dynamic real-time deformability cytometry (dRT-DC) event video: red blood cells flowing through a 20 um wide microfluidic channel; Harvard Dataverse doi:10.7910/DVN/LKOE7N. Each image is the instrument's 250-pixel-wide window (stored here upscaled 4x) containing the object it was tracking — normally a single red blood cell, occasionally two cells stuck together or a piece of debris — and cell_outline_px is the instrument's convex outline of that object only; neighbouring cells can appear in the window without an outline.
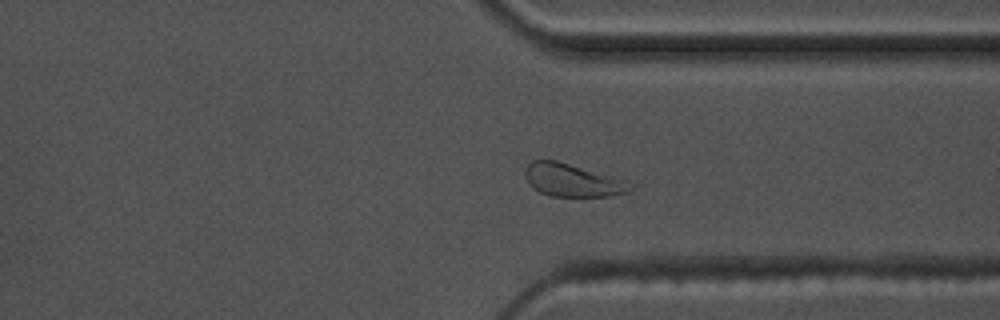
{"species": "common noctule bat (a hibernating species)", "species_latin": "Nyctalus noctula", "temperature_condition": "warm", "stored_images_in_passage": 59, "segment_of_instrument_passage": [1, 2], "camera_frame_rate_fps": 3000, "um_per_image_px": 0.085, "animal": {"sex": "male", "body_mass_g": 17.5, "forearm_length_mm": 52.3}, "frame": {"image": 1, "passage_image": 44, "time_ms": 14.333, "image_size_px": [1000, 320], "cell_outline_px": [[636, 188], [628, 192], [612, 196], [552, 196], [540, 192], [532, 188], [524, 172], [528, 164], [532, 160], [556, 160], [624, 180], [636, 184]], "centroid_in_image_um": [48.69, 15.33], "position_along_channel_um": 362.7, "area_um2": 20.0}}
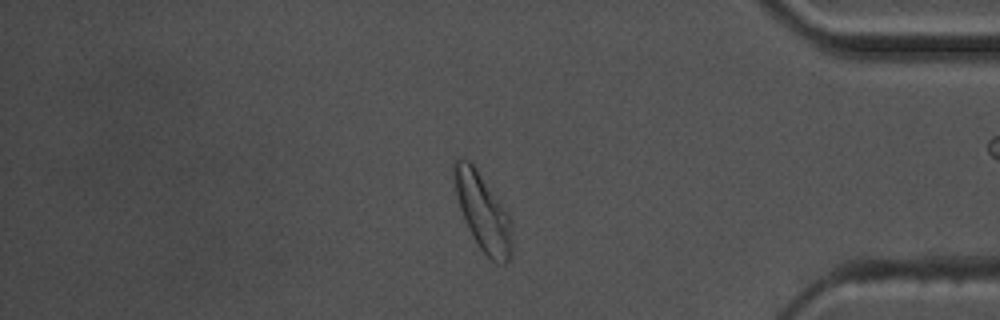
{"frame": {"image": 2, "passage_image": 49, "time_ms": 16.0, "image_size_px": [1000, 320], "cell_outline_px": [[512, 252], [508, 260], [504, 264], [496, 264], [480, 248], [472, 236], [468, 228], [460, 208], [456, 192], [452, 172], [452, 164], [456, 160], [464, 156], [476, 168], [508, 212], [512, 220]], "centroid_in_image_um": [41.06, 18.02], "position_along_channel_um": 394.1, "area_um2": 26.13}}
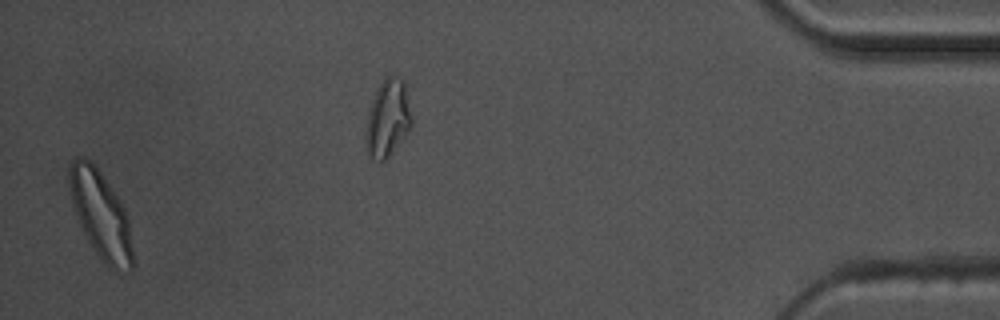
{"frame": {"image": 3, "passage_image": 57, "time_ms": 18.667, "image_size_px": [1000, 320], "cell_outline_px": [[132, 272], [116, 272], [108, 268], [96, 252], [80, 228], [72, 200], [68, 180], [68, 168], [72, 160], [80, 156], [88, 160], [100, 172], [124, 208], [128, 216], [132, 248]], "centroid_in_image_um": [8.56, 18.31], "position_along_channel_um": 426.6, "area_um2": 32.02}}